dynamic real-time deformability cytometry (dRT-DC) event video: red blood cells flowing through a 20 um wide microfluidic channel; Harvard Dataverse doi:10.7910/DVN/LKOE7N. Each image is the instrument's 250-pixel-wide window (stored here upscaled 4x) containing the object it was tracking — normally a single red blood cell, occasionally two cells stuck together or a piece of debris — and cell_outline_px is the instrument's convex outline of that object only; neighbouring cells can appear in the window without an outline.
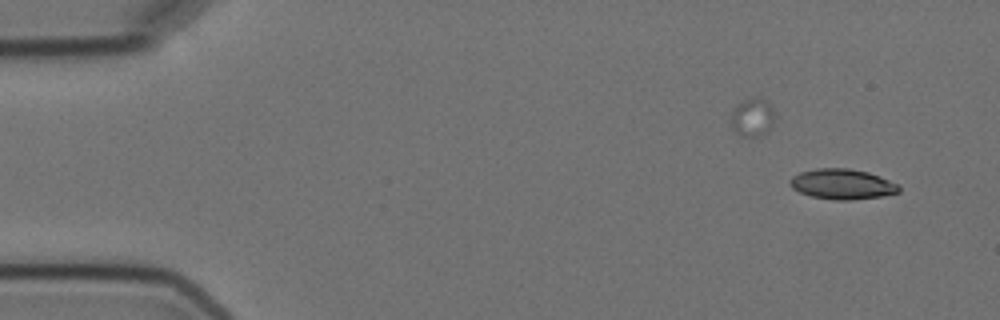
{"species": "Egyptian fruit bat (a non-hibernating species)", "species_latin": "Rousettus aegyptiacus", "temperature_condition": "cold", "stored_images_in_passage": 4, "camera_frame_rate_fps": 3000, "um_per_image_px": 0.085, "animal": {"sex": "female"}, "frame": {"image": 1, "passage_image": 1, "time_ms": 0.0, "image_size_px": [1000, 320], "cell_outline_px": [[900, 192], [880, 196], [852, 200], [832, 200], [812, 196], [800, 192], [792, 188], [788, 184], [788, 180], [792, 176], [800, 172], [816, 168], [848, 168], [868, 172], [880, 176], [900, 184]], "centroid_in_image_um": [71.58, 15.64], "position_along_channel_um": 13.4, "area_um2": 19.42}}